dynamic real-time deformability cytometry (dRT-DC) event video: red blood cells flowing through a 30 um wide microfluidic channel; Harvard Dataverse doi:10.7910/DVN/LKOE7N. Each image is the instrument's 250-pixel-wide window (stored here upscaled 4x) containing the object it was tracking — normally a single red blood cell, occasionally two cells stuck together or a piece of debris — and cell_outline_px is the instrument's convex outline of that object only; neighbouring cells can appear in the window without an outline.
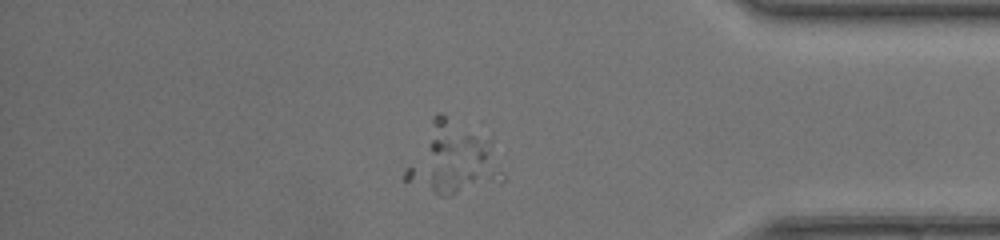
{"species": "common noctule bat (a hibernating species)", "species_latin": "Nyctalus noctula", "temperature_condition": "room temperature", "stored_images_in_passage": 35, "segment_of_instrument_passage": [1, 2], "camera_frame_rate_fps": 3000, "um_per_image_px": 0.085, "animal": {"sex": "female", "body_mass_g": 20.0, "forearm_length_mm": 54.0}, "frame": {"image": 1, "passage_image": 28, "time_ms": 9.0, "image_size_px": [1000, 240], "cell_outline_px": [[504, 180], [452, 196], [440, 196], [404, 180], [404, 168], [432, 140], [464, 136], [472, 136], [504, 176]], "centroid_in_image_um": [38.44, 14.21], "position_along_channel_um": 396.8, "area_um2": 29.54}}